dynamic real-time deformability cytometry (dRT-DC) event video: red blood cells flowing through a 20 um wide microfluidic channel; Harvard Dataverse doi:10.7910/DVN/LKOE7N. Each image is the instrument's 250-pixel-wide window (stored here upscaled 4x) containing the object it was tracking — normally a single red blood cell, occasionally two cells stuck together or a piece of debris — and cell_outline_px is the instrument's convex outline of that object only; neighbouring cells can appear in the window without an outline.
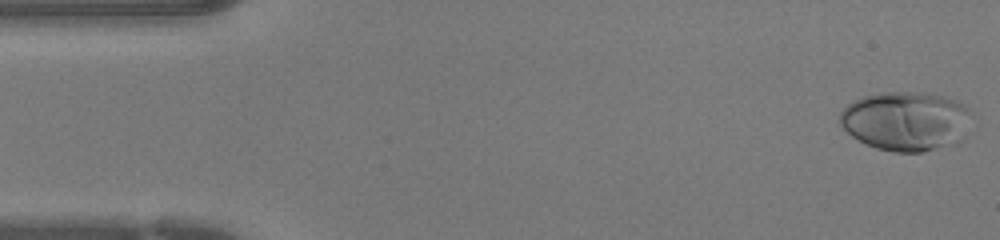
{"species": "human", "species_latin": "Homo sapiens", "temperature_condition": "warm", "stored_images_in_passage": 44, "camera_frame_rate_fps": 3000, "um_per_image_px": 0.085, "donor": {"sex": "female"}, "frame": {"image": 1, "passage_image": 1, "time_ms": 0.0, "image_size_px": [1000, 240], "cell_outline_px": [[968, 108], [960, 140], [956, 144], [920, 152], [896, 152], [876, 148], [852, 136], [840, 124], [840, 112], [852, 100], [864, 96], [880, 92], [912, 92], [944, 96]], "centroid_in_image_um": [76.9, 10.29], "position_along_channel_um": 8.1, "area_um2": 44.45}}
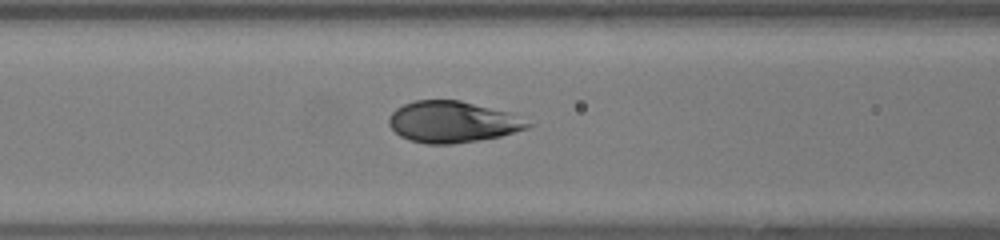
{"frame": {"image": 2, "passage_image": 17, "time_ms": 5.333, "image_size_px": [1000, 240], "cell_outline_px": [[536, 124], [528, 128], [500, 136], [452, 144], [428, 144], [408, 140], [400, 136], [388, 124], [388, 116], [396, 108], [404, 104], [416, 100], [460, 100], [508, 112]], "centroid_in_image_um": [38.45, 10.36], "position_along_channel_um": 128.2, "area_um2": 33.41}}
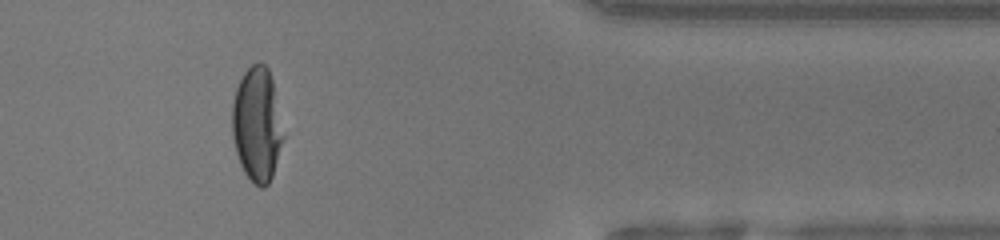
{"frame": {"image": 3, "passage_image": 36, "time_ms": 11.667, "image_size_px": [1000, 240], "cell_outline_px": [[284, 136], [272, 176], [268, 184], [264, 188], [260, 188], [252, 184], [244, 172], [240, 164], [236, 152], [232, 136], [232, 104], [236, 88], [244, 72], [252, 64], [264, 64], [268, 68], [272, 80]], "centroid_in_image_um": [21.83, 10.63], "position_along_channel_um": 389.6, "area_um2": 33.87}}